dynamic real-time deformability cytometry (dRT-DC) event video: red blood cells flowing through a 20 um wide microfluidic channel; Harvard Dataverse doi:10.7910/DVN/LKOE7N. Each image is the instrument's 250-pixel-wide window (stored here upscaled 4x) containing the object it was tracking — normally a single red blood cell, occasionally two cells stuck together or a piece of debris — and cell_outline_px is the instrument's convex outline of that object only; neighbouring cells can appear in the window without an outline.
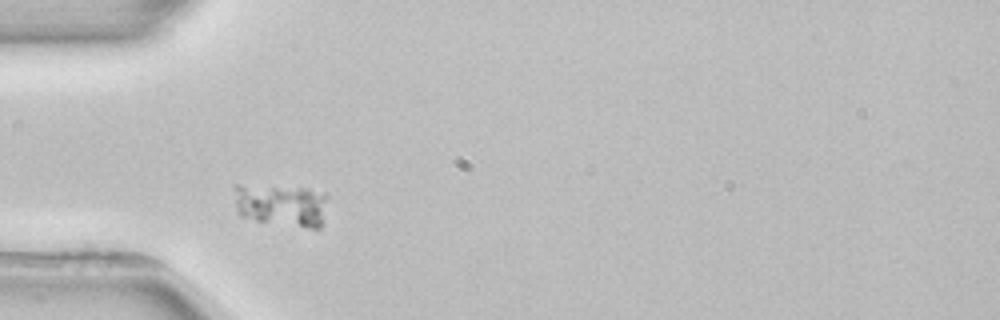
{"species": "common noctule bat (a hibernating species)", "species_latin": "Nyctalus noctula", "temperature_condition": "room temperature", "stored_images_in_passage": 3, "camera_frame_rate_fps": 3000, "um_per_image_px": 0.085, "animal": {"sex": "female", "body_mass_g": 22.7, "forearm_length_mm": 54.2}, "frame": {"image": 1, "passage_image": 1, "time_ms": 0.0, "image_size_px": [1000, 320], "cell_outline_px": [[328, 196], [320, 228], [312, 228], [256, 220], [240, 216], [236, 212], [232, 184], [240, 184], [308, 188], [324, 192]], "centroid_in_image_um": [23.86, 17.39], "position_along_channel_um": 61.1, "area_um2": 23.58}}